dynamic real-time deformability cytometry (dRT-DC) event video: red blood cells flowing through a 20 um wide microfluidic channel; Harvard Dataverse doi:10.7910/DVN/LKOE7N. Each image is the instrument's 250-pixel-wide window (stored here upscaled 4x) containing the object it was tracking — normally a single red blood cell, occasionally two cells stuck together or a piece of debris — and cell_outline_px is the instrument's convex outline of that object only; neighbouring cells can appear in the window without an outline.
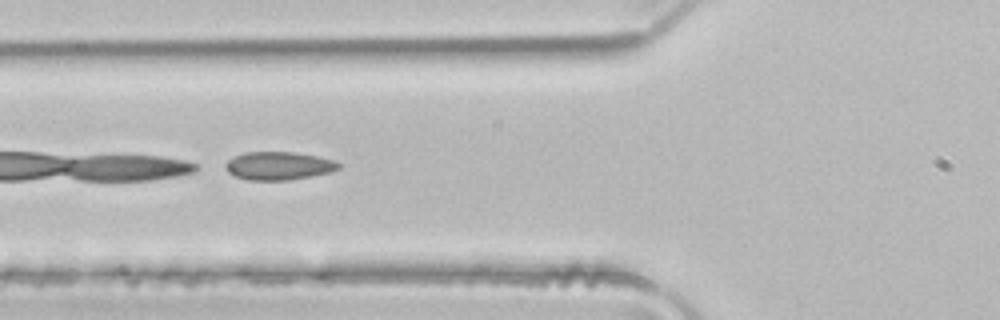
{"species": "common noctule bat (a hibernating species)", "species_latin": "Nyctalus noctula", "temperature_condition": "room temperature", "stored_images_in_passage": 5, "camera_frame_rate_fps": 3000, "um_per_image_px": 0.085, "animal": {"sex": "male", "body_mass_g": 21.5, "forearm_length_mm": 52.0}, "frame": {"image": 1, "passage_image": 5, "time_ms": 1.333, "image_size_px": [1000, 320], "cell_outline_px": [[340, 168], [328, 172], [312, 176], [288, 180], [248, 180], [236, 176], [228, 172], [228, 160], [244, 152], [292, 152], [316, 156], [332, 160], [340, 164]], "centroid_in_image_um": [23.7, 14.09], "position_along_channel_um": 102.1, "area_um2": 18.15}}